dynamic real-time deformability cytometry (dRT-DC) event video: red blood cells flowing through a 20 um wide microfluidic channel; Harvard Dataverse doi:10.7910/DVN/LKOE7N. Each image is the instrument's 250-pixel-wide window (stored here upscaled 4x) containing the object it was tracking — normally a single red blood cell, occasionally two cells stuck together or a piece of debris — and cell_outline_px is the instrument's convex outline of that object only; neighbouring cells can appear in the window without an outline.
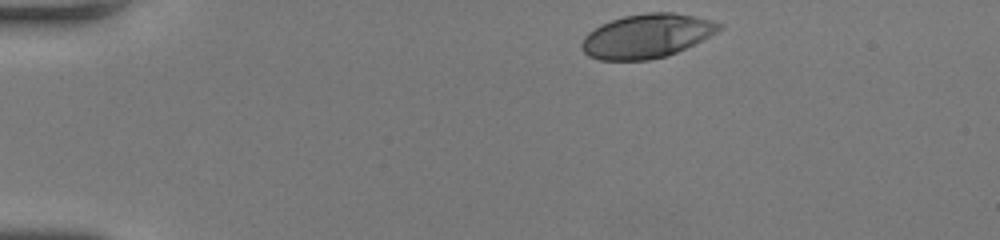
{"species": "human", "species_latin": "Homo sapiens", "temperature_condition": "room temperature", "stored_images_in_passage": 35, "camera_frame_rate_fps": 3000, "um_per_image_px": 0.085, "donor": {"sex": "female"}, "frame": {"image": 1, "passage_image": 1, "time_ms": 0.0, "image_size_px": [1000, 240], "cell_outline_px": [[724, 28], [676, 52], [664, 56], [648, 60], [600, 60], [588, 56], [580, 48], [580, 44], [584, 36], [588, 32], [600, 24], [624, 16], [648, 12], [672, 12], [692, 16], [724, 24]], "centroid_in_image_um": [54.91, 3.06], "position_along_channel_um": 30.1, "area_um2": 34.91}}
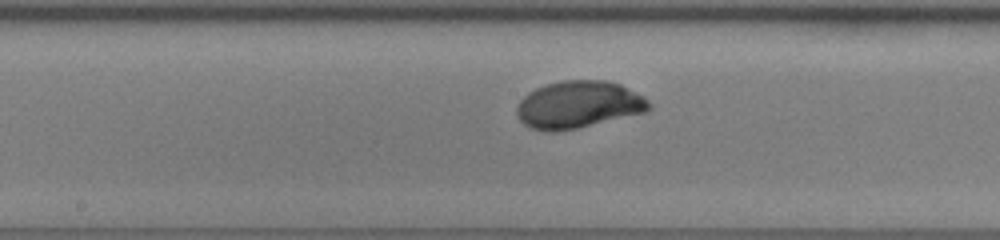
{"frame": {"image": 2, "passage_image": 19, "time_ms": 6.0, "image_size_px": [1000, 240], "cell_outline_px": [[652, 108], [644, 112], [576, 128], [556, 132], [548, 132], [532, 128], [524, 124], [516, 116], [516, 108], [520, 100], [528, 92], [536, 88], [560, 80], [604, 80], [620, 84], [644, 96], [652, 104]], "centroid_in_image_um": [49.15, 8.89], "position_along_channel_um": 199.0, "area_um2": 36.36}}
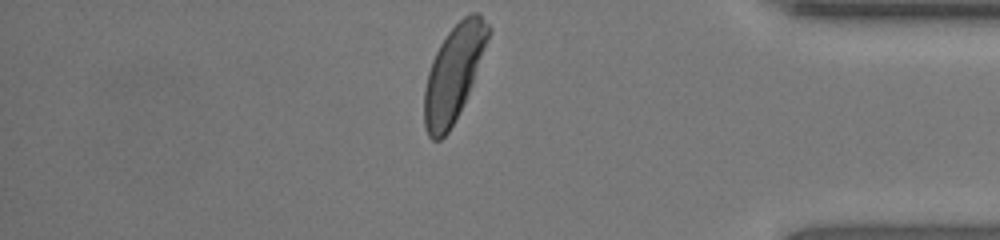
{"frame": {"image": 3, "passage_image": 35, "time_ms": 11.333, "image_size_px": [1000, 240], "cell_outline_px": [[492, 32], [468, 92], [448, 132], [440, 140], [432, 140], [428, 136], [424, 128], [424, 88], [428, 72], [432, 60], [440, 44], [448, 32], [464, 16], [472, 12], [480, 12], [492, 28]], "centroid_in_image_um": [38.56, 6.18], "position_along_channel_um": 396.6, "area_um2": 35.26}, "authors_computed_cell_mechanics": {"area_um2": 35.0846, "velocity_mm_per_s": 4.1562, "shape_relaxation_time_tau1_ms": 2.2463, "shape_relaxation_time_tau2_ms": null, "deformation_change_tau1": 0.1622, "deformation_change_tau2": null}}